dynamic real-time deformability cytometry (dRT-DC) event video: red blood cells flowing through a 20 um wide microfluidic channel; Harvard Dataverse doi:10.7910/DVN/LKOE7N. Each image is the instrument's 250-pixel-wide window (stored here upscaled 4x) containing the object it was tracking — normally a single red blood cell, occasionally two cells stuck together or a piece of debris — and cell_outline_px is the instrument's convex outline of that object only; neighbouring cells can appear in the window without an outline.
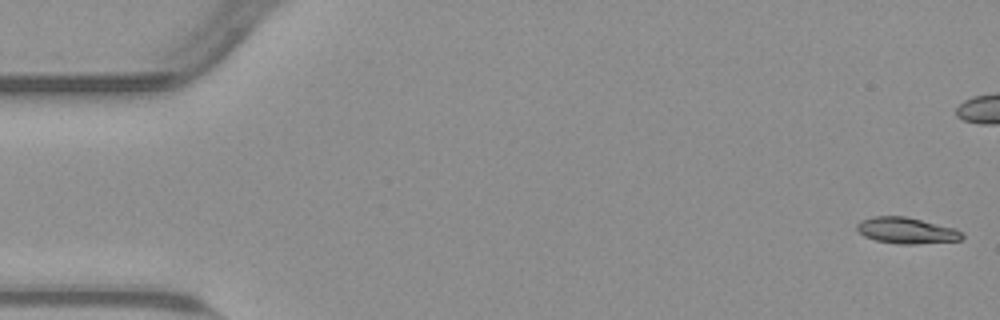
{"species": "common noctule bat (a hibernating species)", "species_latin": "Nyctalus noctula", "temperature_condition": "warm", "stored_images_in_passage": 55, "camera_frame_rate_fps": 3000, "um_per_image_px": 0.085, "animal": {"sex": "male", "body_mass_g": 23.1, "forearm_length_mm": 52.7}, "frame": {"image": 1, "passage_image": 1, "time_ms": 0.0, "image_size_px": [1000, 320], "cell_outline_px": [[964, 236], [960, 240], [916, 244], [896, 244], [876, 240], [864, 236], [856, 228], [856, 224], [860, 220], [872, 216], [904, 216], [956, 228], [964, 232]], "centroid_in_image_um": [77.06, 19.59], "position_along_channel_um": 7.9, "area_um2": 16.13}}
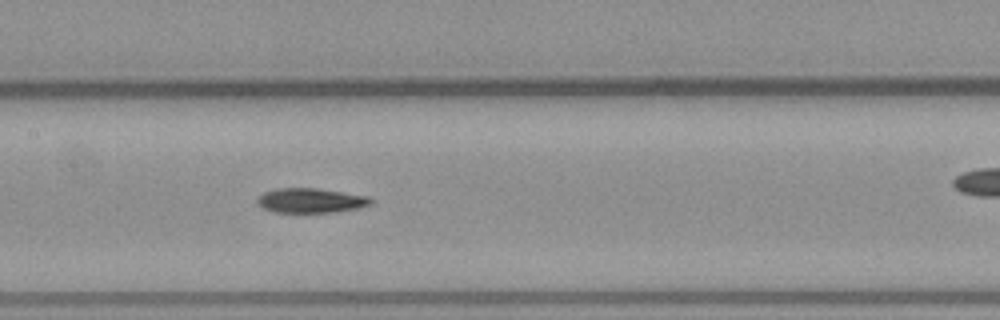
{"frame": {"image": 2, "passage_image": 26, "time_ms": 8.333, "image_size_px": [1000, 320], "cell_outline_px": [[372, 204], [360, 208], [336, 212], [276, 212], [264, 208], [256, 200], [264, 192], [276, 188], [316, 188], [368, 196], [372, 200]], "centroid_in_image_um": [26.45, 17.04], "position_along_channel_um": 180.9, "area_um2": 16.18}}
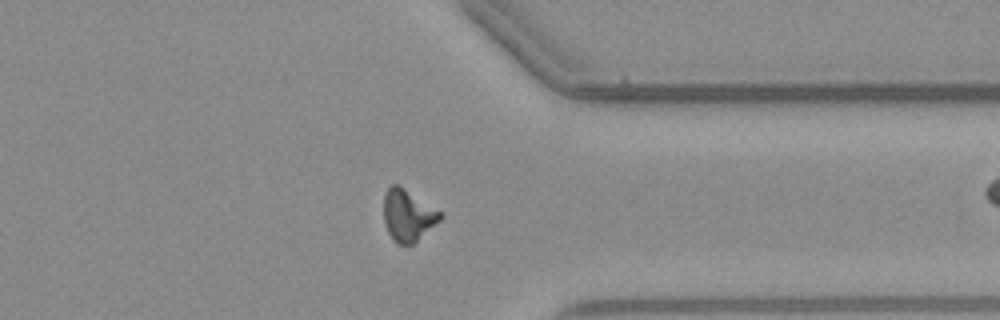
{"frame": {"image": 3, "passage_image": 42, "time_ms": 13.667, "image_size_px": [1000, 320], "cell_outline_px": [[444, 216], [440, 220], [412, 244], [396, 244], [388, 232], [384, 224], [384, 196], [388, 188], [392, 184], [400, 184], [444, 212]], "centroid_in_image_um": [34.69, 18.26], "position_along_channel_um": 376.7, "area_um2": 17.28}, "authors_computed_cell_mechanics": {"area_um2": 16.2996, "velocity_mm_per_s": 3.7993, "shape_relaxation_time_tau1_ms": 3.5392, "shape_relaxation_time_tau2_ms": 4.8274, "deformation_change_tau1": 0.1682, "deformation_change_tau2": 0.1363}}